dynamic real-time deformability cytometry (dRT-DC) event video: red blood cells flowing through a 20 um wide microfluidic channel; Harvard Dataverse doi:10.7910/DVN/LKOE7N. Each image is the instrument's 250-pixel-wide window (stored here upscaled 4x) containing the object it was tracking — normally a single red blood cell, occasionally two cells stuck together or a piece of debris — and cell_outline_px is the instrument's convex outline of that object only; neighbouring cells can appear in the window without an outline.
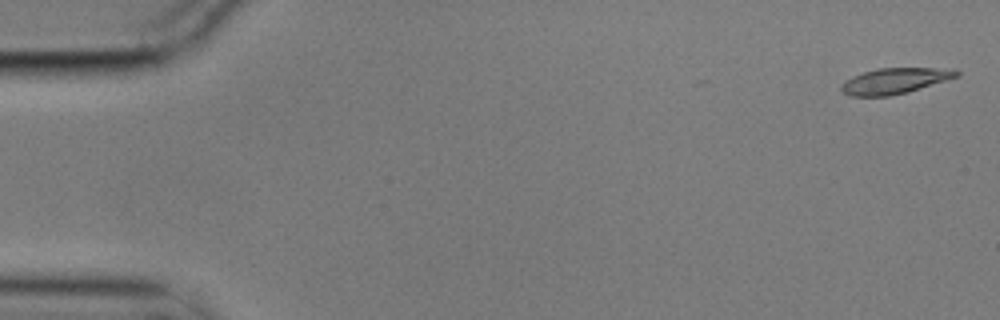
{"species": "common noctule bat (a hibernating species)", "species_latin": "Nyctalus noctula", "temperature_condition": "cold", "stored_images_in_passage": 7, "camera_frame_rate_fps": 3000, "um_per_image_px": 0.085, "animal": {"sex": "male", "body_mass_g": 17.9}, "frame": {"image": 1, "passage_image": 1, "time_ms": 0.0, "image_size_px": [1000, 320], "cell_outline_px": [[960, 76], [908, 92], [888, 96], [852, 96], [840, 92], [840, 84], [844, 80], [852, 76], [876, 68], [956, 68], [960, 72]], "centroid_in_image_um": [76.06, 6.87], "position_along_channel_um": 8.9, "area_um2": 17.57}}
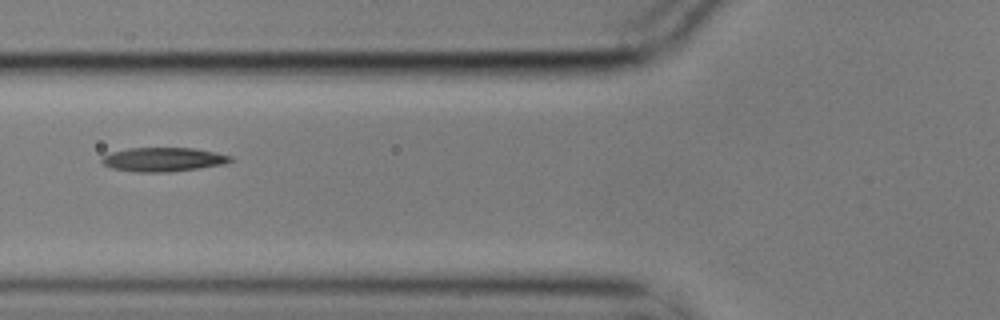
{"frame": {"image": 2, "passage_image": 6, "time_ms": 1.667, "image_size_px": [1000, 320], "cell_outline_px": [[232, 160], [224, 164], [200, 168], [168, 172], [136, 172], [112, 168], [104, 164], [100, 160], [104, 156], [112, 152], [128, 148], [192, 148], [216, 152], [232, 156]], "centroid_in_image_um": [13.89, 13.55], "position_along_channel_um": 111.9, "area_um2": 17.92}}
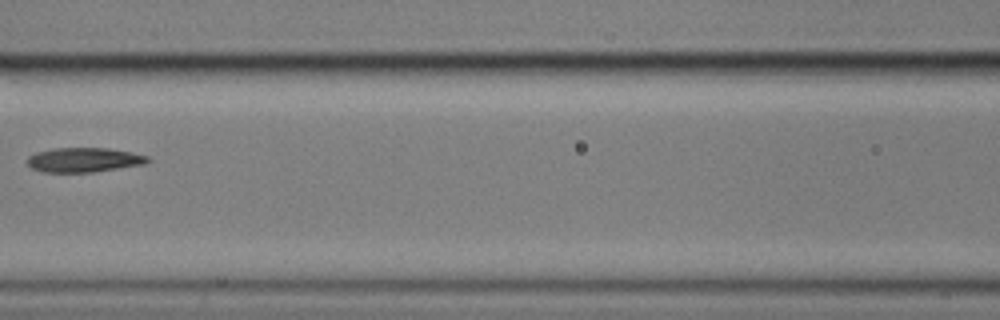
{"frame": {"image": 3, "passage_image": 7, "time_ms": 2.0, "image_size_px": [1000, 320], "cell_outline_px": [[152, 160], [144, 164], [92, 172], [44, 172], [32, 168], [24, 160], [28, 156], [36, 152], [56, 148], [108, 148], [132, 152], [148, 156]], "centroid_in_image_um": [7.12, 13.58], "position_along_channel_um": 159.5, "area_um2": 17.22}}